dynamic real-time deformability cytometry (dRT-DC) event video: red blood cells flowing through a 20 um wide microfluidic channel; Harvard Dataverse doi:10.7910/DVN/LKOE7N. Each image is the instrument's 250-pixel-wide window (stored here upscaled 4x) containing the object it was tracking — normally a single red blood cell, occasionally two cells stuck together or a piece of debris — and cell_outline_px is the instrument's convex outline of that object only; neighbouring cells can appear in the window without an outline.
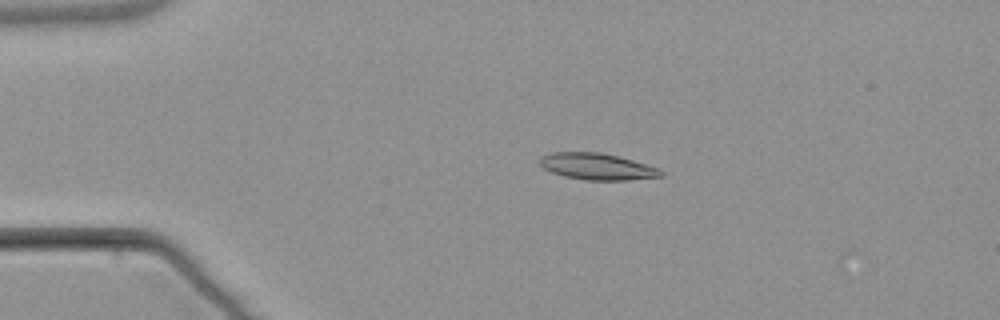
{"species": "common noctule bat (a hibernating species)", "species_latin": "Nyctalus noctula", "temperature_condition": "warm", "stored_images_in_passage": 6, "camera_frame_rate_fps": 3000, "um_per_image_px": 0.085, "animal": {"sex": "male", "body_mass_g": 21.5, "forearm_length_mm": 52.0}, "frame": {"image": 1, "passage_image": 3, "time_ms": 3.0, "image_size_px": [1000, 320], "cell_outline_px": [[664, 176], [628, 180], [584, 180], [564, 176], [552, 172], [544, 168], [540, 164], [540, 156], [552, 152], [600, 152], [632, 160], [660, 168], [664, 172]], "centroid_in_image_um": [50.77, 14.16], "position_along_channel_um": 34.2, "area_um2": 18.73}}
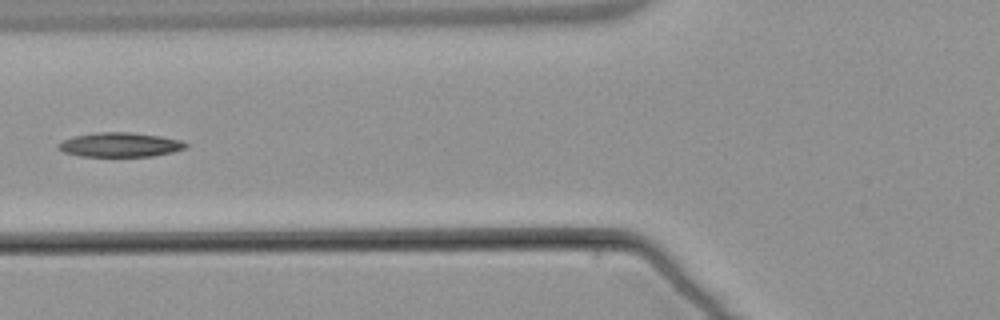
{"frame": {"image": 2, "passage_image": 5, "time_ms": 6.333, "image_size_px": [1000, 320], "cell_outline_px": [[188, 148], [172, 152], [152, 156], [80, 156], [64, 152], [56, 148], [56, 144], [72, 136], [96, 132], [128, 132], [160, 136], [180, 140], [188, 144]], "centroid_in_image_um": [10.18, 12.3], "position_along_channel_um": 115.6, "area_um2": 18.15}}
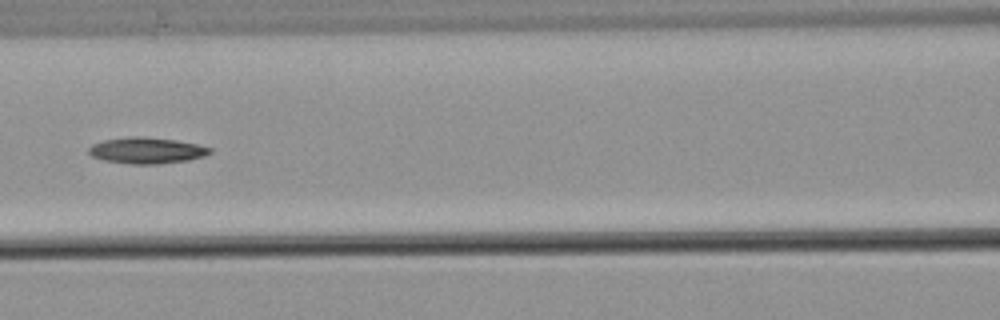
{"frame": {"image": 3, "passage_image": 6, "time_ms": 7.333, "image_size_px": [1000, 320], "cell_outline_px": [[212, 152], [204, 156], [188, 160], [156, 164], [132, 164], [104, 160], [92, 156], [88, 152], [88, 148], [92, 144], [104, 140], [132, 136], [144, 136], [176, 140], [196, 144], [212, 148]], "centroid_in_image_um": [12.46, 12.78], "position_along_channel_um": 154.1, "area_um2": 18.44}}